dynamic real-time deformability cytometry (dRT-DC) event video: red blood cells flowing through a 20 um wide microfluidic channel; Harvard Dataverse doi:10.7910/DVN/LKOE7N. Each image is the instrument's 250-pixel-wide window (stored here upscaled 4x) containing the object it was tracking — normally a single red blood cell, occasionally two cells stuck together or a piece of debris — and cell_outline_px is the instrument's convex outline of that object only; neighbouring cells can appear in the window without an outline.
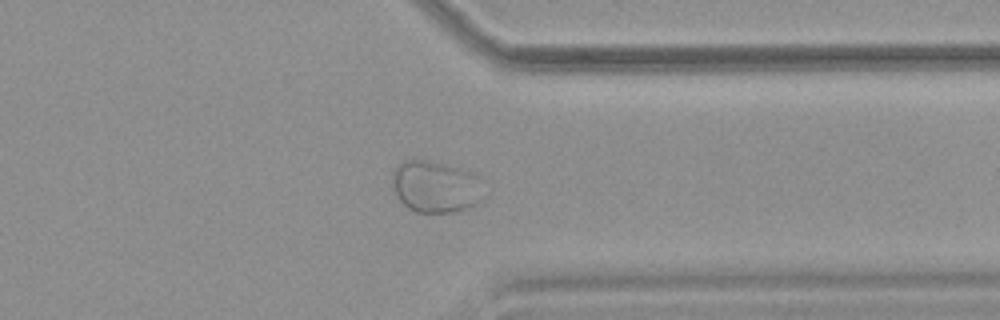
{"species": "common noctule bat (a hibernating species)", "species_latin": "Nyctalus noctula", "temperature_condition": "warm", "stored_images_in_passage": 48, "camera_frame_rate_fps": 3000, "um_per_image_px": 0.085, "animal": {"sex": "female", "body_mass_g": 18.4}, "frame": {"image": 1, "passage_image": 35, "time_ms": 11.333, "image_size_px": [1000, 320], "cell_outline_px": [[480, 200], [476, 204], [468, 208], [456, 212], [416, 212], [408, 208], [400, 200], [392, 184], [392, 172], [404, 160], [428, 160], [476, 172], [480, 176]], "centroid_in_image_um": [37.03, 15.86], "position_along_channel_um": 374.4, "area_um2": 27.51}}